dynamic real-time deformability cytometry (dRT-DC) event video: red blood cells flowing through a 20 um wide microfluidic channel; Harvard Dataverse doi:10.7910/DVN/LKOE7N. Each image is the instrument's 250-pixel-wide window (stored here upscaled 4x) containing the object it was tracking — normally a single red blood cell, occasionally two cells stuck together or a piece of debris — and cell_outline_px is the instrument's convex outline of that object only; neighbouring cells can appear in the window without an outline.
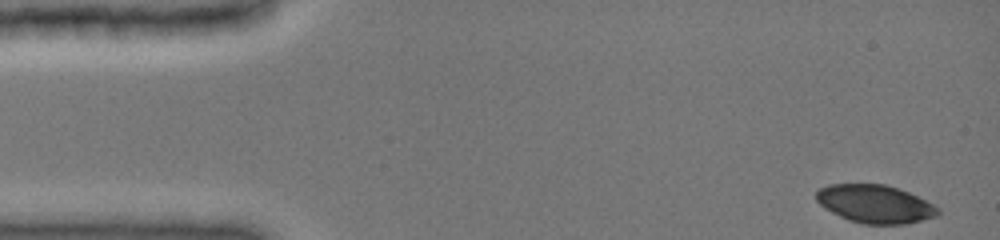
{"species": "common noctule bat (a hibernating species)", "species_latin": "Nyctalus noctula", "temperature_condition": "cold", "stored_images_in_passage": 43, "camera_frame_rate_fps": 3000, "um_per_image_px": 0.085, "animal": {"sex": "female", "body_mass_g": 19.0, "forearm_length_mm": 51.5}, "frame": {"image": 1, "passage_image": 1, "time_ms": 0.0, "image_size_px": [1000, 240], "cell_outline_px": [[940, 212], [936, 216], [904, 224], [864, 224], [848, 220], [824, 208], [816, 200], [816, 192], [820, 188], [828, 184], [884, 184], [908, 192], [940, 208]], "centroid_in_image_um": [74.35, 17.33], "position_along_channel_um": 10.7, "area_um2": 26.82}}
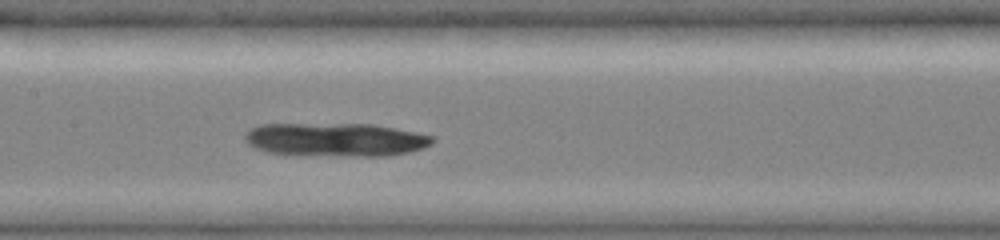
{"frame": {"image": 2, "passage_image": 22, "time_ms": 7.0, "image_size_px": [1000, 240], "cell_outline_px": [[436, 140], [432, 144], [424, 148], [408, 152], [388, 156], [360, 156], [268, 152], [256, 148], [248, 144], [244, 140], [244, 136], [252, 128], [260, 124], [372, 124], [416, 132], [436, 136]], "centroid_in_image_um": [28.61, 11.85], "position_along_channel_um": 178.8, "area_um2": 36.3}}
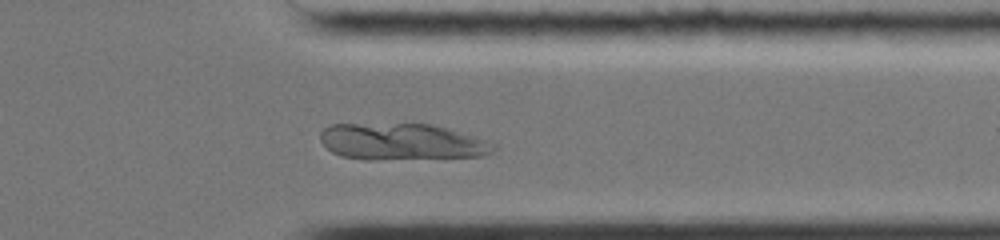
{"frame": {"image": 3, "passage_image": 37, "time_ms": 12.0, "image_size_px": [1000, 240], "cell_outline_px": [[496, 148], [492, 152], [480, 156], [372, 160], [364, 160], [340, 156], [332, 152], [320, 140], [320, 132], [324, 128], [332, 124], [432, 124], [472, 136], [496, 144]], "centroid_in_image_um": [34.09, 12.06], "position_along_channel_um": 377.3, "area_um2": 36.7}}